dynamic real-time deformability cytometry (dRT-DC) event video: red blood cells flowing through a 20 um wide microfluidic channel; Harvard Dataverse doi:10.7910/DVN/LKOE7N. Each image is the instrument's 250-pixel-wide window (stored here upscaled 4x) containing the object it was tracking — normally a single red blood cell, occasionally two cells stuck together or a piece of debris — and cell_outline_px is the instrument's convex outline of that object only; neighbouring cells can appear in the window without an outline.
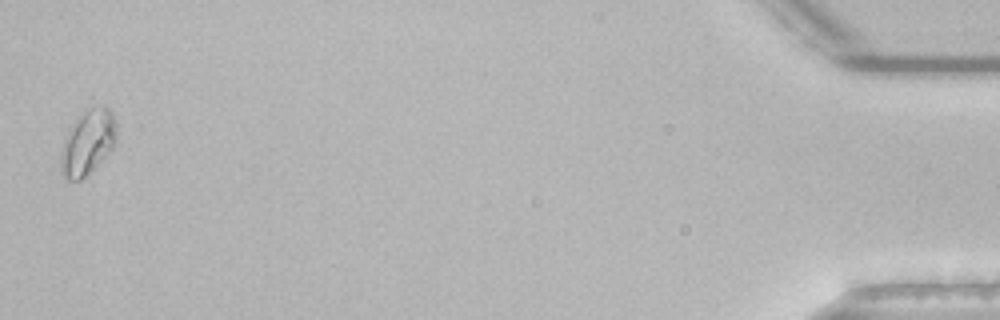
{"species": "common noctule bat (a hibernating species)", "species_latin": "Nyctalus noctula", "temperature_condition": "room temperature", "stored_images_in_passage": 36, "camera_frame_rate_fps": 3000, "um_per_image_px": 0.085, "animal": {"sex": "male", "body_mass_g": 21.5, "forearm_length_mm": 52.0}, "frame": {"image": 1, "passage_image": 36, "time_ms": 11.667, "image_size_px": [1000, 320], "cell_outline_px": [[116, 144], [80, 180], [64, 180], [60, 172], [60, 152], [64, 136], [68, 128], [76, 116], [88, 108], [104, 104], [112, 112], [116, 124]], "centroid_in_image_um": [7.41, 12.05], "position_along_channel_um": 427.8, "area_um2": 21.39}}